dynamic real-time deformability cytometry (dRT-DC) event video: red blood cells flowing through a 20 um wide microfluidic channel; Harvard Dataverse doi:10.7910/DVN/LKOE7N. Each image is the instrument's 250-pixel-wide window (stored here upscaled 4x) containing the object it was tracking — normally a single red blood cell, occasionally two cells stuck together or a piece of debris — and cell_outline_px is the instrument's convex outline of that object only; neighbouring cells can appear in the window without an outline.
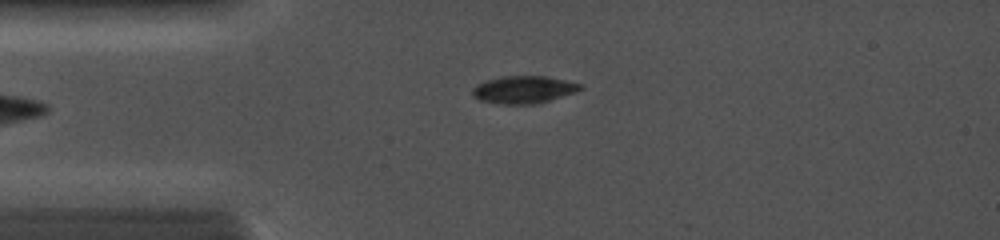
{"species": "common noctule bat (a hibernating species)", "species_latin": "Nyctalus noctula", "temperature_condition": "cold", "stored_images_in_passage": 7, "camera_frame_rate_fps": 5000, "um_per_image_px": 0.085, "animal": {"sex": "female", "body_mass_g": 19.0, "forearm_length_mm": 56.7}, "frame": {"image": 1, "passage_image": 1, "time_ms": 0.0, "image_size_px": [1000, 240], "cell_outline_px": [[584, 88], [576, 92], [536, 104], [504, 104], [480, 100], [472, 96], [472, 88], [476, 84], [488, 80], [504, 76], [548, 76], [584, 84]], "centroid_in_image_um": [44.55, 7.61], "position_along_channel_um": 40.5, "area_um2": 17.34}}
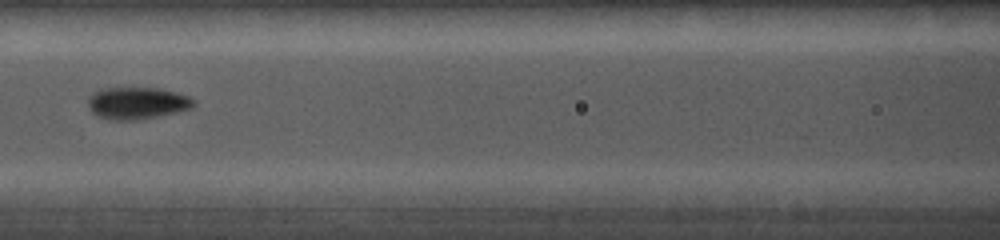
{"frame": {"image": 2, "passage_image": 5, "time_ms": 3.0, "image_size_px": [1000, 240], "cell_outline_px": [[196, 104], [192, 108], [160, 116], [136, 120], [108, 120], [96, 116], [88, 108], [88, 96], [92, 92], [100, 88], [160, 88], [176, 92], [188, 96], [196, 100]], "centroid_in_image_um": [11.63, 8.76], "position_along_channel_um": 155.0, "area_um2": 20.11}}
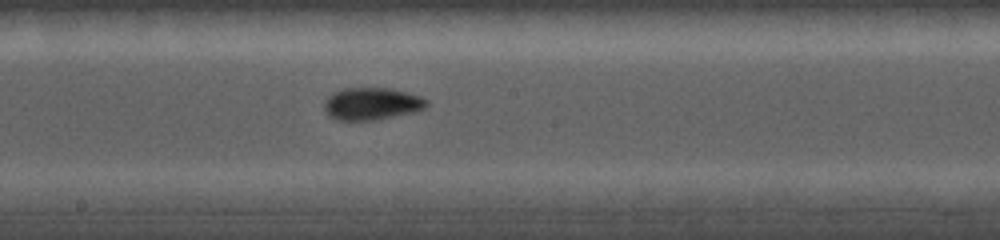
{"frame": {"image": 3, "passage_image": 7, "time_ms": 4.4, "image_size_px": [1000, 240], "cell_outline_px": [[428, 104], [424, 108], [416, 112], [372, 120], [336, 120], [328, 116], [324, 108], [324, 100], [332, 92], [344, 88], [388, 88], [408, 92], [420, 96], [428, 100]], "centroid_in_image_um": [31.58, 8.81], "position_along_channel_um": 216.6, "area_um2": 19.42}}